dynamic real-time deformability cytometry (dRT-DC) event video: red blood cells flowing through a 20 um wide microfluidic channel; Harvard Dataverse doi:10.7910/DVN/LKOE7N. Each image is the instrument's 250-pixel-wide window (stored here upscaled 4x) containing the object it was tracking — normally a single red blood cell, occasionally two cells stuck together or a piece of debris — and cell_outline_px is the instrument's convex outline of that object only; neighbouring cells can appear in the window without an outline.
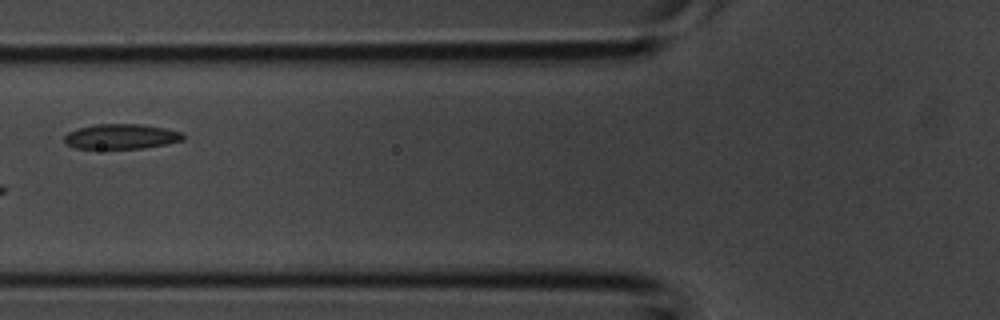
{"species": "common noctule bat (a hibernating species)", "species_latin": "Nyctalus noctula", "temperature_condition": "room temperature", "stored_images_in_passage": 4, "camera_frame_rate_fps": 3000, "um_per_image_px": 0.085, "animal": {"sex": "male", "body_mass_g": 20.1, "forearm_length_mm": 53.5}, "frame": {"image": 1, "passage_image": 4, "time_ms": 1.0, "image_size_px": [1000, 320], "cell_outline_px": [[184, 140], [168, 144], [144, 148], [76, 148], [68, 144], [64, 140], [64, 136], [68, 132], [80, 128], [96, 124], [140, 124], [164, 128], [180, 132], [184, 136]], "centroid_in_image_um": [10.33, 11.6], "position_along_channel_um": 115.5, "area_um2": 17.11}}